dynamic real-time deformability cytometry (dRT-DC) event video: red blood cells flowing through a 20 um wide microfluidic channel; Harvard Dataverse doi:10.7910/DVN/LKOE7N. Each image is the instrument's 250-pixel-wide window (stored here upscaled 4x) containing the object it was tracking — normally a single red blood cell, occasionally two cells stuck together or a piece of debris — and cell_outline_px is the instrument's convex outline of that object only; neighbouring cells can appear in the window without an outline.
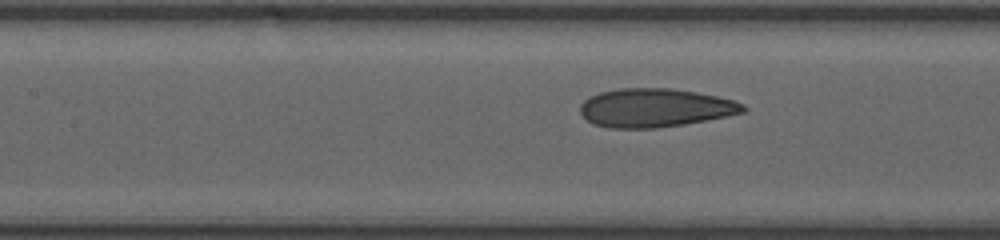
{"species": "human", "species_latin": "Homo sapiens", "temperature_condition": "room temperature", "stored_images_in_passage": 11, "segment_of_instrument_passage": [2, 2], "camera_frame_rate_fps": 3000, "um_per_image_px": 0.085, "donor": {"sex": "female"}, "frame": {"image": 1, "passage_image": 11, "time_ms": 9.333, "image_size_px": [1000, 240], "cell_outline_px": [[748, 108], [744, 112], [684, 124], [656, 128], [612, 128], [592, 124], [580, 112], [580, 104], [588, 96], [600, 92], [620, 88], [672, 88], [696, 92], [716, 96], [732, 100], [744, 104]], "centroid_in_image_um": [55.65, 9.16], "position_along_channel_um": 151.8, "area_um2": 36.53}}